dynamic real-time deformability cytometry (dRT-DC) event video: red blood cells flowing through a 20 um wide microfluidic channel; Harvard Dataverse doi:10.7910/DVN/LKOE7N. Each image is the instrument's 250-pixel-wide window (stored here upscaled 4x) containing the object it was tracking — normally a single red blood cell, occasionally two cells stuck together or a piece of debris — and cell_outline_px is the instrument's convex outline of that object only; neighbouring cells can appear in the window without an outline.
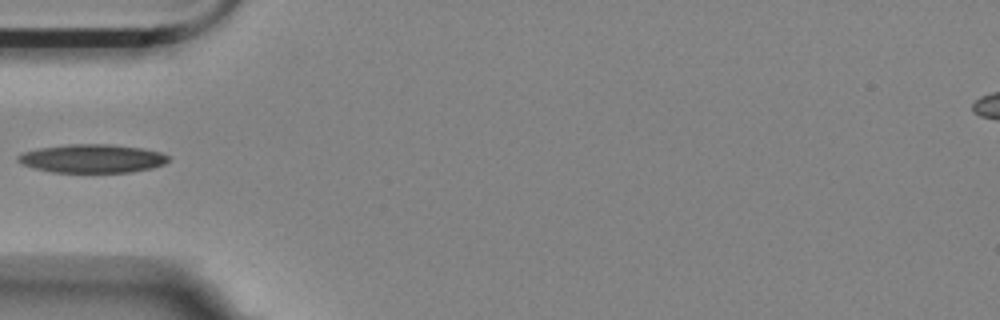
{"species": "Egyptian fruit bat (a non-hibernating species)", "species_latin": "Rousettus aegyptiacus", "temperature_condition": "room temperature", "stored_images_in_passage": 36, "camera_frame_rate_fps": 3000, "um_per_image_px": 0.085, "animal": {"sex": "female"}, "frame": {"image": 1, "passage_image": 1, "time_ms": 0.0, "image_size_px": [1000, 320], "cell_outline_px": [[168, 160], [164, 164], [152, 168], [132, 172], [52, 172], [32, 168], [16, 160], [16, 156], [24, 152], [40, 148], [72, 144], [112, 144], [140, 148], [160, 152], [168, 156]], "centroid_in_image_um": [7.83, 13.48], "position_along_channel_um": 77.2, "area_um2": 24.85}}
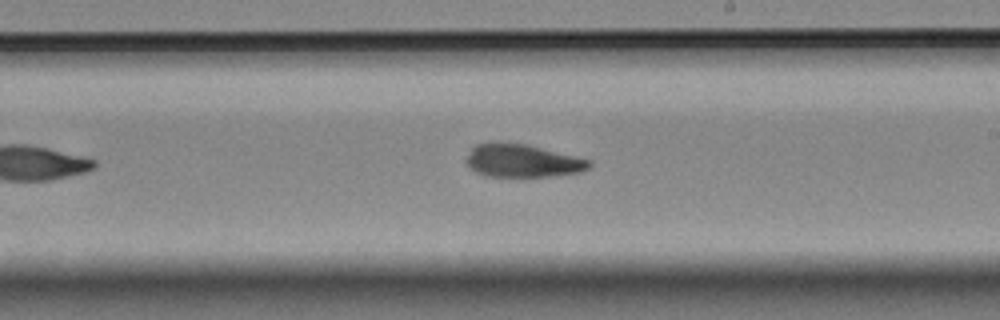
{"frame": {"image": 2, "passage_image": 15, "time_ms": 4.667, "image_size_px": [1000, 320], "cell_outline_px": [[592, 164], [588, 168], [580, 172], [548, 176], [484, 176], [476, 172], [464, 160], [472, 148], [476, 144], [492, 140], [524, 144], [592, 160]], "centroid_in_image_um": [44.36, 13.64], "position_along_channel_um": 244.6, "area_um2": 23.64}}
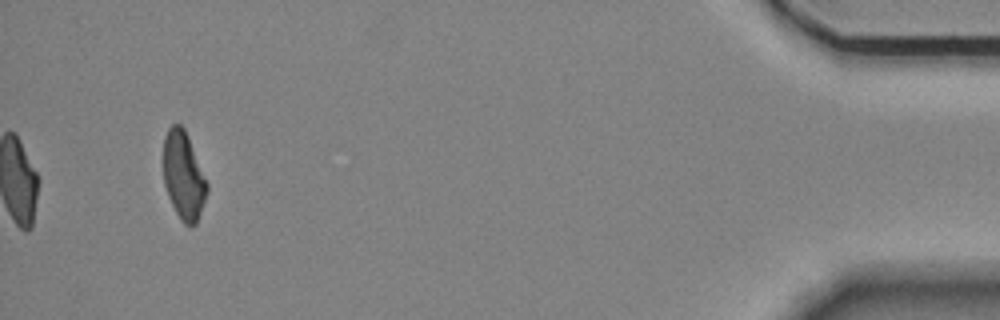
{"frame": {"image": 3, "passage_image": 36, "time_ms": 11.667, "image_size_px": [1000, 320], "cell_outline_px": [[208, 192], [196, 224], [192, 228], [184, 224], [180, 220], [168, 196], [164, 184], [164, 136], [168, 128], [172, 124], [180, 124], [184, 128], [188, 136], [208, 184]], "centroid_in_image_um": [15.61, 14.95], "position_along_channel_um": 419.6, "area_um2": 22.37}}